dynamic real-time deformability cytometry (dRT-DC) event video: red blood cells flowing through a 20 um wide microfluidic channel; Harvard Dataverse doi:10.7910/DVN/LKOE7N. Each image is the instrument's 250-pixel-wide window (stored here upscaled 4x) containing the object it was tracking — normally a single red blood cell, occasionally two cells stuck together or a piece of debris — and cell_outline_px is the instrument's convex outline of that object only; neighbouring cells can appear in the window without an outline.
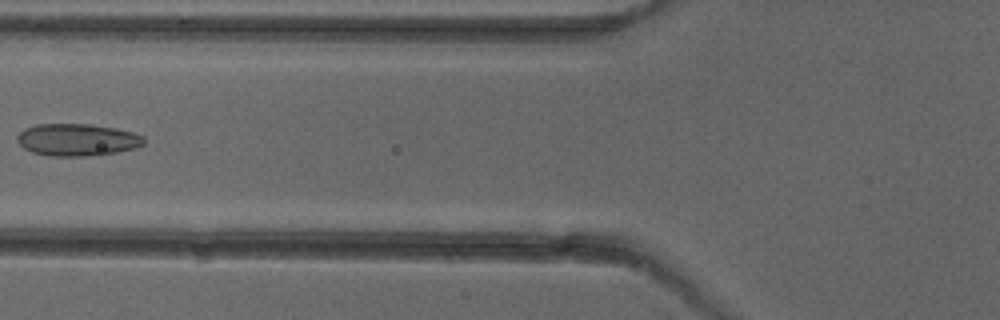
{"species": "common noctule bat (a hibernating species)", "species_latin": "Nyctalus noctula", "temperature_condition": "cold", "stored_images_in_passage": 6, "camera_frame_rate_fps": 3000, "um_per_image_px": 0.085, "animal": {"sex": "female"}, "frame": {"image": 1, "passage_image": 6, "time_ms": 6.667, "image_size_px": [1000, 320], "cell_outline_px": [[144, 144], [136, 148], [116, 152], [84, 156], [48, 156], [32, 152], [24, 148], [16, 140], [16, 136], [24, 128], [36, 124], [92, 124], [116, 128], [132, 132], [144, 136]], "centroid_in_image_um": [6.54, 11.87], "position_along_channel_um": 119.3, "area_um2": 23.87}}